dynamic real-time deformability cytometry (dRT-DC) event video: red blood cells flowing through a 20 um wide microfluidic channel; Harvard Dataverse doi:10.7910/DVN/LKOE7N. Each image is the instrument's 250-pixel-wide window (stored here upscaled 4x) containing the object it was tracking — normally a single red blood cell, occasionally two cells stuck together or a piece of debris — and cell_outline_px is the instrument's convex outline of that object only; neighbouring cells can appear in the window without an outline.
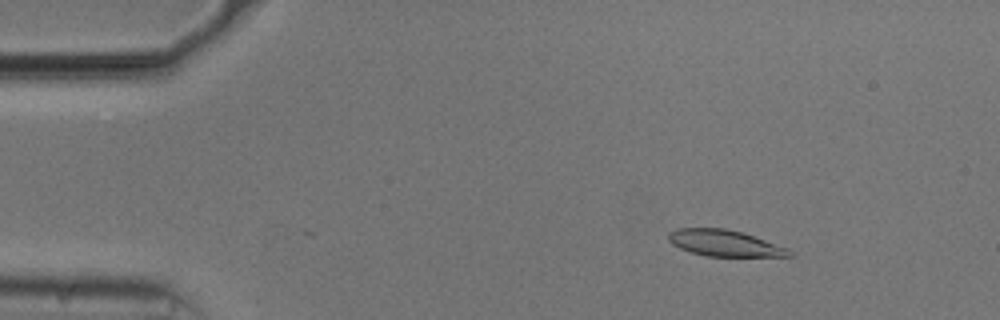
{"species": "common noctule bat (a hibernating species)", "species_latin": "Nyctalus noctula", "temperature_condition": "cold", "stored_images_in_passage": 54, "camera_frame_rate_fps": 3000, "um_per_image_px": 0.085, "animal": {"sex": "male", "body_mass_g": 20.5, "forearm_length_mm": 52.5}, "frame": {"image": 1, "passage_image": 8, "time_ms": 2.333, "image_size_px": [1000, 320], "cell_outline_px": [[792, 256], [708, 256], [692, 252], [680, 248], [672, 244], [668, 240], [668, 232], [676, 228], [724, 228], [740, 232], [788, 248], [792, 252]], "centroid_in_image_um": [61.54, 20.66], "position_along_channel_um": 23.5, "area_um2": 18.21}}
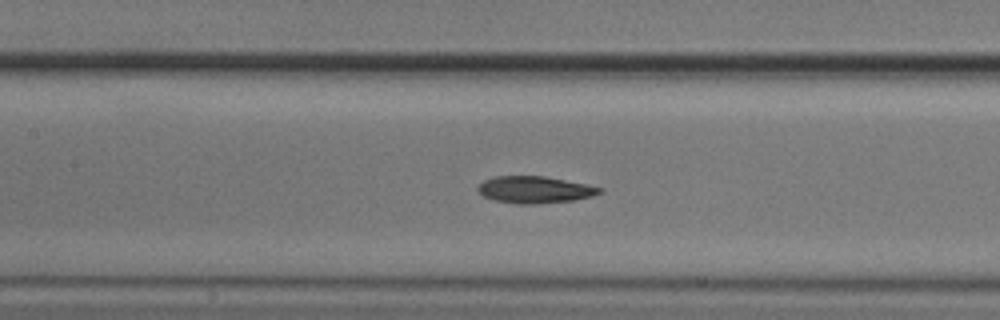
{"frame": {"image": 2, "passage_image": 25, "time_ms": 8.0, "image_size_px": [1000, 320], "cell_outline_px": [[604, 192], [592, 196], [572, 200], [536, 204], [520, 204], [496, 200], [484, 196], [476, 188], [484, 180], [496, 176], [544, 176], [604, 188]], "centroid_in_image_um": [45.47, 16.12], "position_along_channel_um": 161.9, "area_um2": 18.84}}
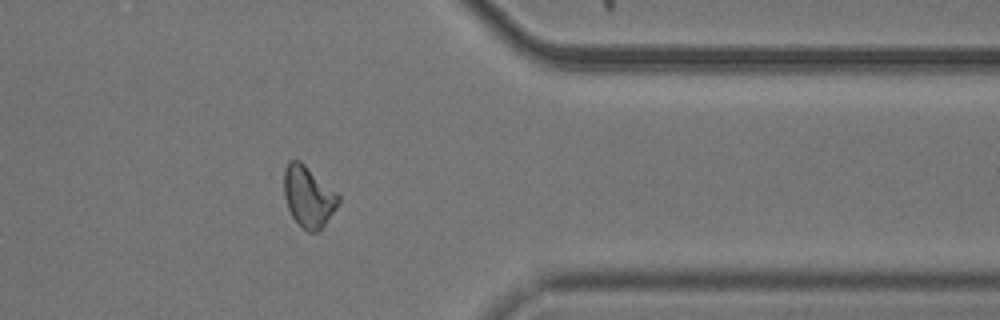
{"frame": {"image": 3, "passage_image": 44, "time_ms": 14.333, "image_size_px": [1000, 320], "cell_outline_px": [[340, 200], [324, 224], [316, 232], [308, 232], [292, 216], [288, 208], [284, 196], [284, 168], [288, 160], [300, 160], [336, 192], [340, 196]], "centroid_in_image_um": [26.18, 16.67], "position_along_channel_um": 385.2, "area_um2": 18.96}, "authors_computed_cell_mechanics": {"area_um2": 19.074, "velocity_mm_per_s": 3.7317, "shape_relaxation_time_tau1_ms": 5.461, "shape_relaxation_time_tau2_ms": 11.1707, "deformation_change_tau1": 0.1513, "deformation_change_tau2": 0.2047}}